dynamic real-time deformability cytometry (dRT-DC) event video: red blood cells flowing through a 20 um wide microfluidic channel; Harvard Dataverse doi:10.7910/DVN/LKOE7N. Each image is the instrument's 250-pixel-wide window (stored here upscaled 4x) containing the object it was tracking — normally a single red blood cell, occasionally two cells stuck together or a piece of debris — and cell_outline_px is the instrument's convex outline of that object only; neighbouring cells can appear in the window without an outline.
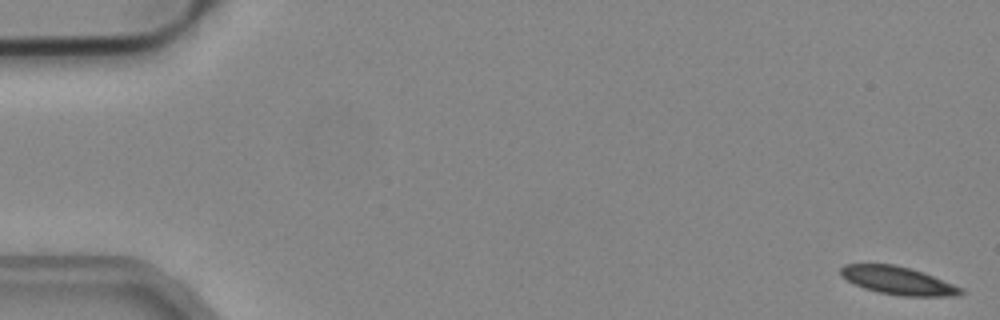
{"species": "common noctule bat (a hibernating species)", "species_latin": "Nyctalus noctula", "temperature_condition": "cold", "stored_images_in_passage": 7, "camera_frame_rate_fps": 3000, "um_per_image_px": 0.085, "animal": {"sex": "male", "body_mass_g": 19.2, "forearm_length_mm": 51.8}, "frame": {"image": 1, "passage_image": 1, "time_ms": 0.0, "image_size_px": [1000, 320], "cell_outline_px": [[964, 292], [956, 296], [904, 296], [880, 292], [864, 288], [840, 276], [840, 268], [844, 264], [896, 264], [932, 276], [964, 288]], "centroid_in_image_um": [76.32, 23.85], "position_along_channel_um": 8.7, "area_um2": 19.31}}